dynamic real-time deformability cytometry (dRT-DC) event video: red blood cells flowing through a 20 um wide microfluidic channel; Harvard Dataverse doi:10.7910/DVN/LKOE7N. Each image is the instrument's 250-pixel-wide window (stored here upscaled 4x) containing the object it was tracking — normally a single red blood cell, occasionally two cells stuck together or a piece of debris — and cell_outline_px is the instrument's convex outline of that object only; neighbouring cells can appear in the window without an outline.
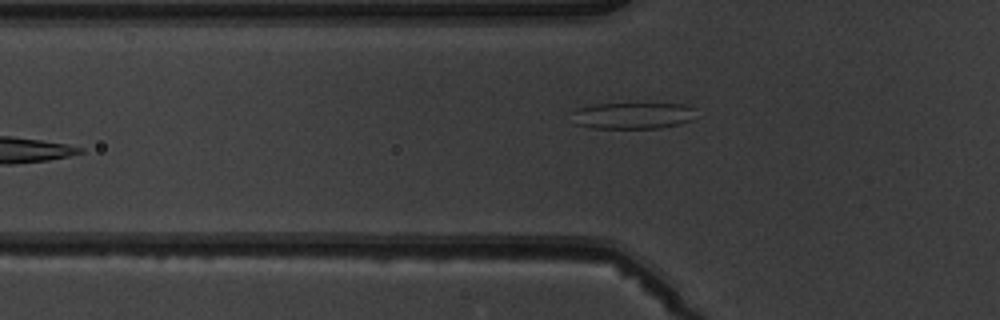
{"species": "common noctule bat (a hibernating species)", "species_latin": "Nyctalus noctula", "temperature_condition": "warm", "stored_images_in_passage": 5, "camera_frame_rate_fps": 3000, "um_per_image_px": 0.085, "animal": {"sex": "male", "body_mass_g": 19.5, "forearm_length_mm": 54.6}, "frame": {"image": 1, "passage_image": 5, "time_ms": 5.667, "image_size_px": [1000, 320], "cell_outline_px": [[696, 108], [692, 120], [680, 124], [660, 128], [592, 128], [576, 124], [572, 112], [576, 108], [596, 104], [684, 104]], "centroid_in_image_um": [53.81, 9.83], "position_along_channel_um": 72.0, "area_um2": 19.13}}